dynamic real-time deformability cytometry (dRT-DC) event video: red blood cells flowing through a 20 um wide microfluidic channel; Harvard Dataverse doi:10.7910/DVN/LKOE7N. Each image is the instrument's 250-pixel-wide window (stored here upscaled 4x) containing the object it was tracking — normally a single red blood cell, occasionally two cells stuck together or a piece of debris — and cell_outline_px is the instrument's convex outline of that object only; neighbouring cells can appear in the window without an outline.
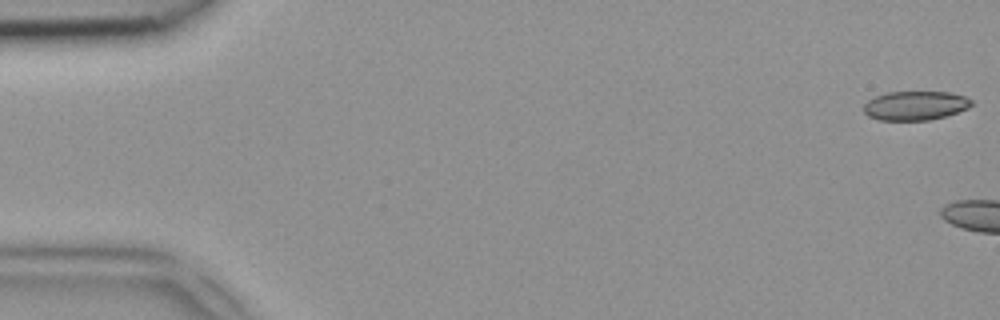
{"species": "common noctule bat (a hibernating species)", "species_latin": "Nyctalus noctula", "temperature_condition": "room temperature", "stored_images_in_passage": 4, "camera_frame_rate_fps": 3000, "um_per_image_px": 0.085, "animal": {"sex": "female", "body_mass_g": 18.4}, "frame": {"image": 1, "passage_image": 1, "time_ms": 0.0, "image_size_px": [1000, 320], "cell_outline_px": [[972, 104], [968, 108], [944, 116], [928, 120], [880, 120], [868, 116], [864, 112], [864, 104], [868, 100], [876, 96], [888, 92], [948, 92], [964, 96], [972, 100]], "centroid_in_image_um": [77.78, 8.97], "position_along_channel_um": 7.2, "area_um2": 18.09}}